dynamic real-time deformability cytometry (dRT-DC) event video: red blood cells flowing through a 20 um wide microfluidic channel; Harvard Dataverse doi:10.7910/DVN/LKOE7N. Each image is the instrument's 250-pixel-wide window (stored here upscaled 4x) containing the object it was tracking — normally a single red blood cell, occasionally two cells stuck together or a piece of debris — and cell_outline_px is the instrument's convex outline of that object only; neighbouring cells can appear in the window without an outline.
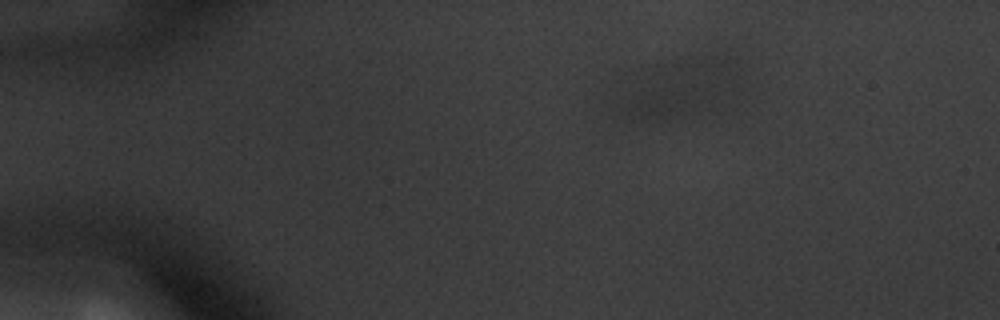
{"species": "common noctule bat (a hibernating species)", "species_latin": "Nyctalus noctula", "temperature_condition": "warm", "stored_images_in_passage": 13, "segment_of_instrument_passage": [5, 5], "camera_frame_rate_fps": 3000, "um_per_image_px": 0.085, "animal": {"sex": "male", "body_mass_g": 20.1, "forearm_length_mm": 53.5}, "frame": {"image": 1, "passage_image": 6, "time_ms": 1.667, "image_size_px": [1000, 320], "cell_outline_px": [[708, 88], [700, 100], [664, 116], [640, 116], [620, 112], [628, 100], [652, 88]], "centroid_in_image_um": [56.3, 8.6], "position_along_channel_um": 28.7, "area_um2": 12.08}}